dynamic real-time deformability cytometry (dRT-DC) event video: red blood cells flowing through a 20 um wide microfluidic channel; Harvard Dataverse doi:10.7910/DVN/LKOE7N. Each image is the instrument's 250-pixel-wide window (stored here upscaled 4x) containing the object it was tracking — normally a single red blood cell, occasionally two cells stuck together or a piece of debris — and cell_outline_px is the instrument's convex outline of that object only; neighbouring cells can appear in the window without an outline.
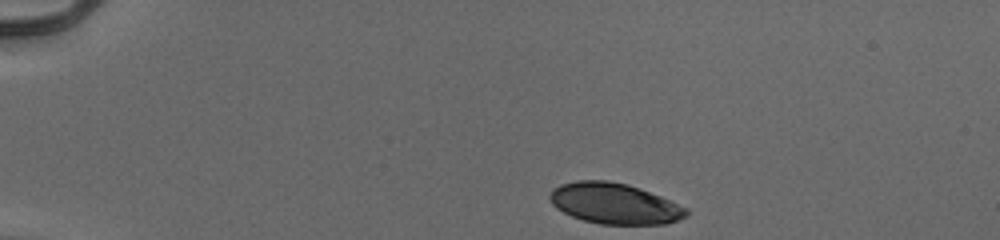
{"species": "human", "species_latin": "Homo sapiens", "temperature_condition": "cold", "stored_images_in_passage": 43, "camera_frame_rate_fps": 3000, "um_per_image_px": 0.085, "donor": {"sex": "male"}, "frame": {"image": 1, "passage_image": 1, "time_ms": 0.0, "image_size_px": [1000, 240], "cell_outline_px": [[688, 216], [664, 224], [600, 224], [584, 220], [572, 216], [556, 208], [552, 204], [548, 196], [552, 188], [560, 184], [576, 180], [608, 180], [628, 184], [660, 196], [688, 208]], "centroid_in_image_um": [52.2, 17.29], "position_along_channel_um": 32.8, "area_um2": 32.48}}
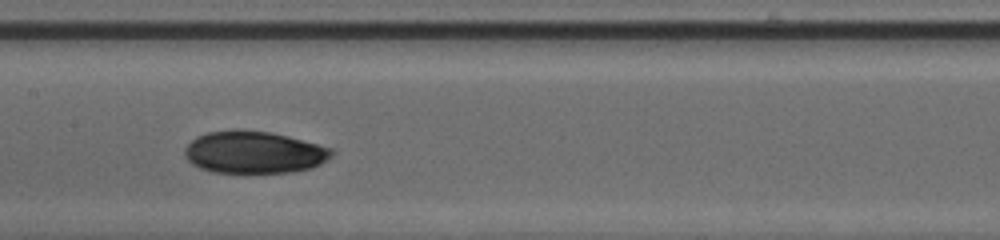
{"frame": {"image": 2, "passage_image": 19, "time_ms": 6.0, "image_size_px": [1000, 240], "cell_outline_px": [[336, 152], [332, 156], [320, 164], [308, 168], [292, 172], [212, 172], [200, 168], [192, 164], [184, 156], [184, 148], [196, 136], [208, 132], [232, 128], [236, 128], [272, 132], [288, 136], [332, 148]], "centroid_in_image_um": [21.56, 12.92], "position_along_channel_um": 185.8, "area_um2": 36.41}}
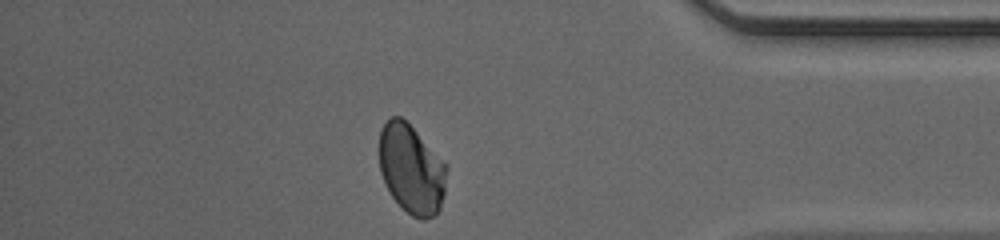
{"frame": {"image": 3, "passage_image": 37, "time_ms": 12.0, "image_size_px": [1000, 240], "cell_outline_px": [[448, 168], [444, 196], [440, 208], [432, 216], [424, 220], [420, 220], [412, 216], [392, 196], [380, 172], [380, 128], [392, 116], [400, 116], [448, 164]], "centroid_in_image_um": [35.0, 14.38], "position_along_channel_um": 400.2, "area_um2": 34.8}, "authors_computed_cell_mechanics": {"area_um2": 34.969, "velocity_mm_per_s": 3.9498, "shape_relaxation_time_tau1_ms": 4.427, "shape_relaxation_time_tau2_ms": 2.4596, "deformation_change_tau1": 0.1196, "deformation_change_tau2": 0.0484}}